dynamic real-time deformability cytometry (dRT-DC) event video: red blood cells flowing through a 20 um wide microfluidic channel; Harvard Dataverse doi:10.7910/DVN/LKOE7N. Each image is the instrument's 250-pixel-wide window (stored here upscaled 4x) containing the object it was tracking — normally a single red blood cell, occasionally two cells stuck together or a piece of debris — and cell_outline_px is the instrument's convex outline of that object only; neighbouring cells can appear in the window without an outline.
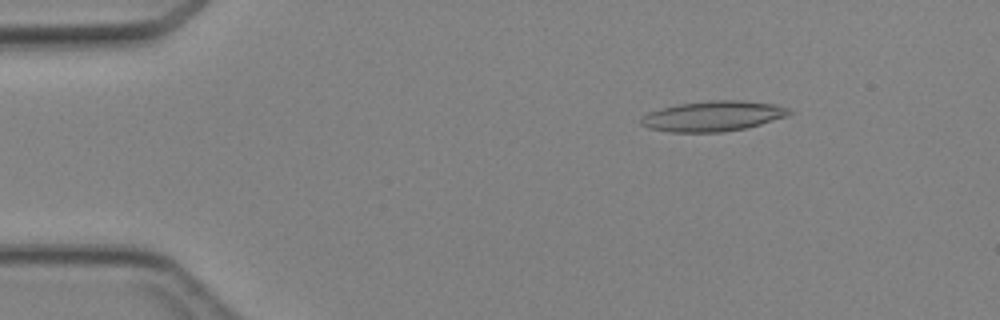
{"species": "Egyptian fruit bat (a non-hibernating species)", "species_latin": "Rousettus aegyptiacus", "temperature_condition": "cold", "stored_images_in_passage": 40, "camera_frame_rate_fps": 3000, "um_per_image_px": 0.085, "animal": {"sex": "female"}, "frame": {"image": 1, "passage_image": 1, "time_ms": 0.0, "image_size_px": [1000, 320], "cell_outline_px": [[792, 112], [788, 116], [760, 124], [744, 128], [720, 132], [668, 132], [648, 128], [640, 124], [640, 120], [648, 112], [660, 108], [676, 104], [712, 100], [740, 100], [776, 104], [792, 108]], "centroid_in_image_um": [60.61, 9.86], "position_along_channel_um": 24.4, "area_um2": 26.3}}
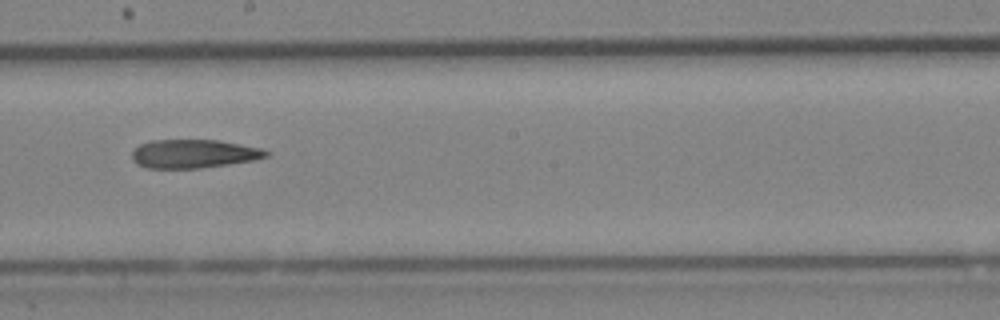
{"frame": {"image": 2, "passage_image": 20, "time_ms": 6.333, "image_size_px": [1000, 320], "cell_outline_px": [[272, 152], [268, 156], [252, 160], [228, 164], [200, 168], [144, 168], [136, 164], [132, 160], [132, 152], [140, 144], [152, 140], [220, 140], [260, 148]], "centroid_in_image_um": [16.45, 13.07], "position_along_channel_um": 231.8, "area_um2": 22.37}}
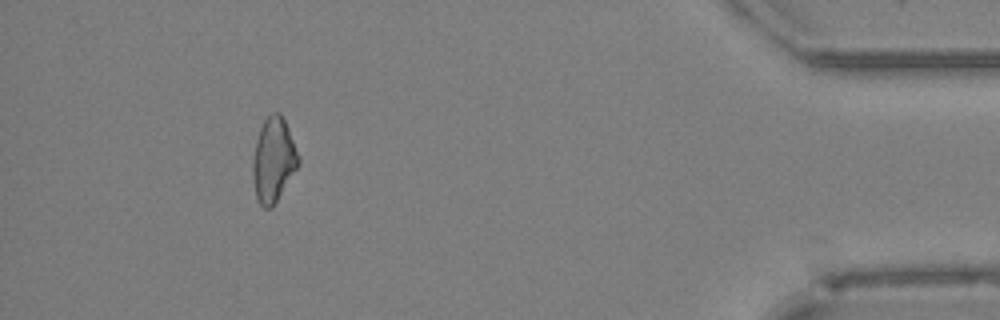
{"frame": {"image": 3, "passage_image": 36, "time_ms": 11.667, "image_size_px": [1000, 320], "cell_outline_px": [[300, 160], [296, 168], [272, 208], [264, 208], [256, 200], [252, 176], [252, 160], [256, 140], [260, 128], [264, 120], [272, 112], [280, 112], [288, 128], [300, 156]], "centroid_in_image_um": [23.22, 13.59], "position_along_channel_um": 412.0, "area_um2": 22.37}}